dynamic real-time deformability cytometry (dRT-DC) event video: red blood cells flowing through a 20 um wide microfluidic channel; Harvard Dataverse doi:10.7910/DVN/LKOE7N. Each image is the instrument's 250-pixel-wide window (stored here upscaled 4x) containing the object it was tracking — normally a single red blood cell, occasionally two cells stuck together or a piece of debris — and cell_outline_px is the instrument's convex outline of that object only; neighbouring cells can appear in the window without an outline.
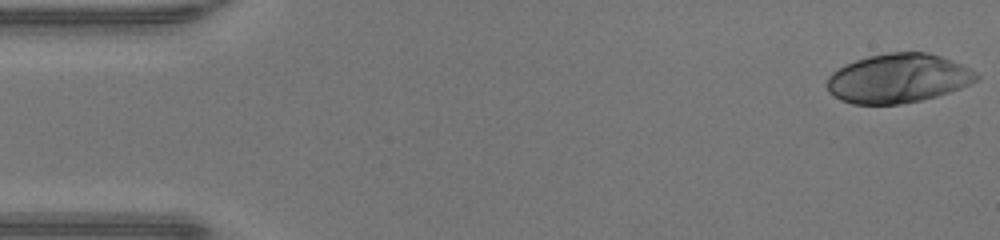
{"species": "human", "species_latin": "Homo sapiens", "temperature_condition": "warm", "stored_images_in_passage": 47, "camera_frame_rate_fps": 3000, "um_per_image_px": 0.085, "donor": {"sex": "male"}, "frame": {"image": 1, "passage_image": 1, "time_ms": 0.0, "image_size_px": [1000, 240], "cell_outline_px": [[980, 76], [976, 80], [960, 88], [936, 96], [920, 100], [900, 104], [852, 104], [840, 100], [828, 92], [828, 76], [832, 72], [856, 60], [868, 56], [888, 52], [924, 52], [940, 56], [952, 60], [968, 68]], "centroid_in_image_um": [76.31, 6.66], "position_along_channel_um": 8.7, "area_um2": 42.37}}
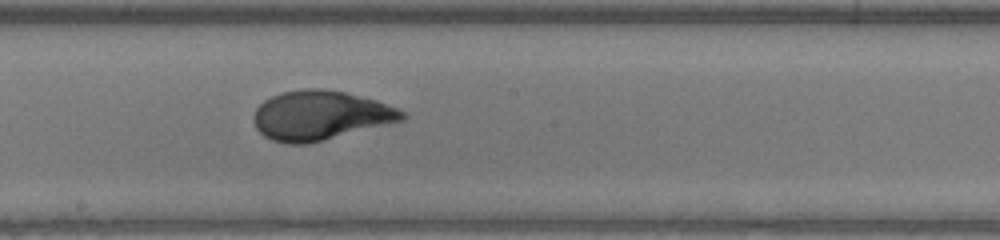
{"frame": {"image": 2, "passage_image": 25, "time_ms": 8.0, "image_size_px": [1000, 240], "cell_outline_px": [[408, 116], [404, 120], [308, 144], [288, 144], [272, 140], [264, 136], [256, 128], [252, 120], [252, 116], [256, 108], [264, 100], [280, 92], [304, 88], [324, 88], [344, 92], [376, 100], [396, 108], [404, 112]], "centroid_in_image_um": [27.19, 9.81], "position_along_channel_um": 221.0, "area_um2": 42.83}}
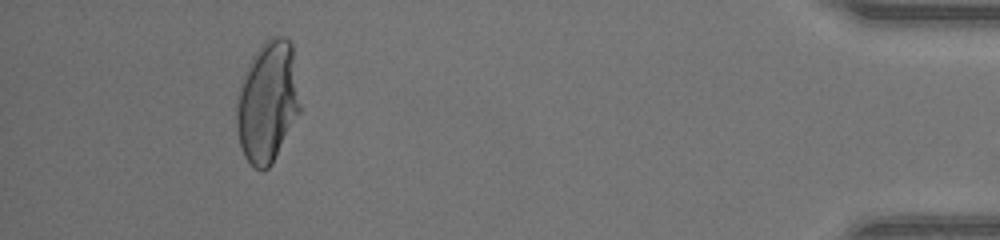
{"frame": {"image": 3, "passage_image": 43, "time_ms": 14.0, "image_size_px": [1000, 240], "cell_outline_px": [[300, 112], [272, 164], [268, 168], [256, 168], [244, 156], [240, 144], [236, 124], [236, 104], [244, 76], [252, 56], [260, 44], [264, 40], [272, 36], [284, 36], [292, 44], [300, 104]], "centroid_in_image_um": [22.75, 8.64], "position_along_channel_um": 412.4, "area_um2": 44.51}, "authors_computed_cell_mechanics": {"area_um2": 42.0206, "velocity_mm_per_s": 4.3706, "shape_relaxation_time_tau1_ms": 4.8914, "shape_relaxation_time_tau2_ms": null, "deformation_change_tau1": 0.2687, "deformation_change_tau2": null}}